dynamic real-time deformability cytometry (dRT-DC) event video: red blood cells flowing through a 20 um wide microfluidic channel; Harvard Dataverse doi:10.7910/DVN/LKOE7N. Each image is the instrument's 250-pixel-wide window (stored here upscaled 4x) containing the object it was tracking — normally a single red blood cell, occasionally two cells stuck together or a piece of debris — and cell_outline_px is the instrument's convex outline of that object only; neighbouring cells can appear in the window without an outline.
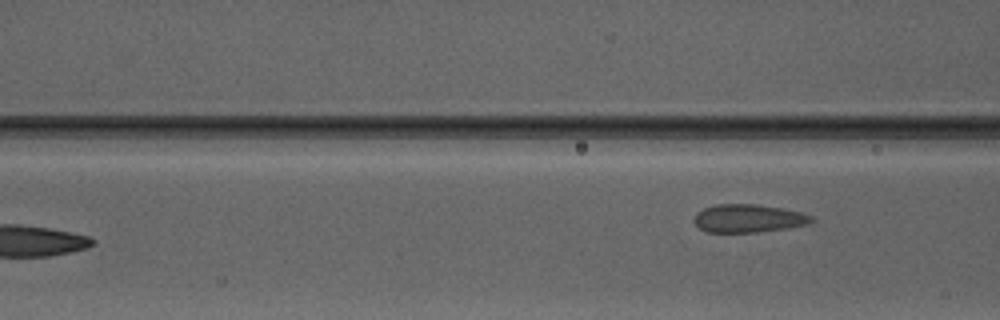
{"species": "Egyptian fruit bat (a non-hibernating species)", "species_latin": "Rousettus aegyptiacus", "temperature_condition": "warm", "stored_images_in_passage": 6, "camera_frame_rate_fps": 3000, "um_per_image_px": 0.085, "animal": {"sex": "male"}, "frame": {"image": 1, "passage_image": 6, "time_ms": 6.333, "image_size_px": [1000, 320], "cell_outline_px": [[816, 220], [808, 224], [784, 228], [756, 232], [708, 232], [700, 228], [692, 220], [696, 212], [704, 208], [716, 204], [756, 204], [780, 208], [800, 212], [812, 216]], "centroid_in_image_um": [63.58, 18.55], "position_along_channel_um": 103.0, "area_um2": 19.13}}